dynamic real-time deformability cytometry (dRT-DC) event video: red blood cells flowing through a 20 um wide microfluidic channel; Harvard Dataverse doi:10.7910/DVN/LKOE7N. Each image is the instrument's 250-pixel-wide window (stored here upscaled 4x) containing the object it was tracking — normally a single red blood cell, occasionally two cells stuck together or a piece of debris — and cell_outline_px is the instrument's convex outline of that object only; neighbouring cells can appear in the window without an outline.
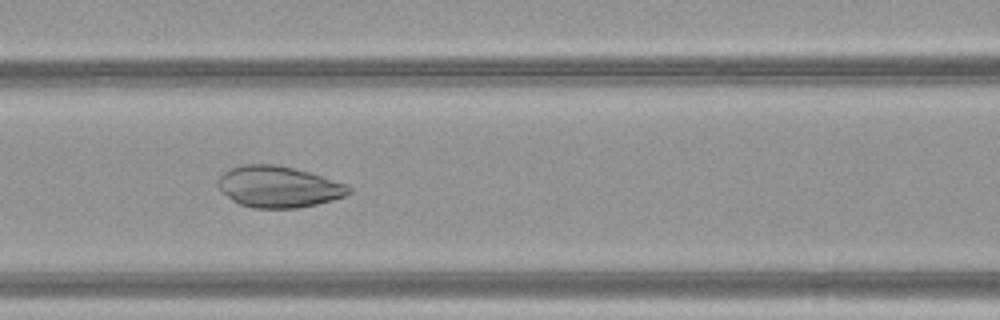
{"species": "common noctule bat (a hibernating species)", "species_latin": "Nyctalus noctula", "temperature_condition": "warm", "stored_images_in_passage": 51, "camera_frame_rate_fps": 3000, "um_per_image_px": 0.085, "animal": {"sex": "female", "body_mass_g": 21.9}, "frame": {"image": 1, "passage_image": 24, "time_ms": 7.667, "image_size_px": [1000, 320], "cell_outline_px": [[352, 192], [344, 196], [332, 200], [316, 204], [296, 208], [252, 208], [240, 204], [232, 200], [220, 192], [216, 184], [216, 180], [224, 172], [232, 168], [244, 164], [276, 164], [308, 172], [348, 184], [352, 188]], "centroid_in_image_um": [23.65, 15.88], "position_along_channel_um": 143.0, "area_um2": 31.62}}
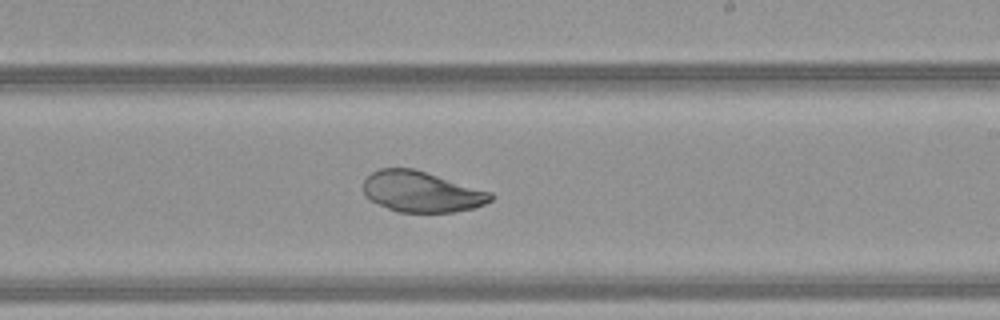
{"frame": {"image": 2, "passage_image": 32, "time_ms": 10.333, "image_size_px": [1000, 320], "cell_outline_px": [[496, 196], [492, 200], [476, 208], [452, 212], [396, 212], [364, 196], [364, 180], [372, 172], [380, 168], [412, 168], [492, 192]], "centroid_in_image_um": [35.86, 16.3], "position_along_channel_um": 253.1, "area_um2": 30.17}}
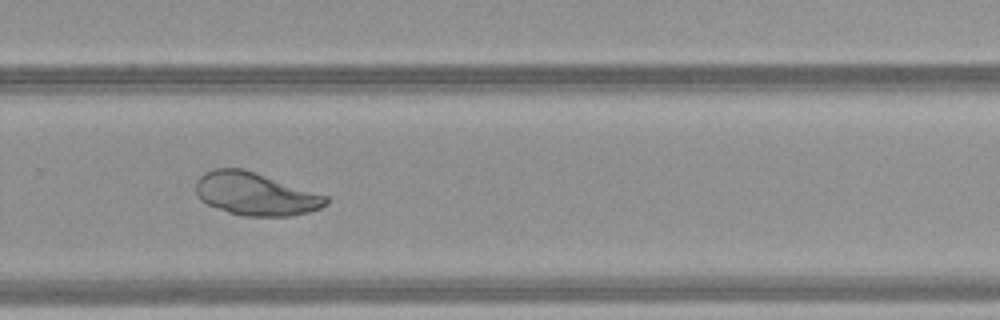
{"frame": {"image": 3, "passage_image": 36, "time_ms": 11.667, "image_size_px": [1000, 320], "cell_outline_px": [[328, 204], [320, 208], [308, 212], [292, 216], [244, 216], [228, 212], [208, 204], [200, 200], [196, 196], [196, 180], [204, 172], [212, 168], [244, 168], [328, 196]], "centroid_in_image_um": [21.7, 16.48], "position_along_channel_um": 308.1, "area_um2": 32.66}}